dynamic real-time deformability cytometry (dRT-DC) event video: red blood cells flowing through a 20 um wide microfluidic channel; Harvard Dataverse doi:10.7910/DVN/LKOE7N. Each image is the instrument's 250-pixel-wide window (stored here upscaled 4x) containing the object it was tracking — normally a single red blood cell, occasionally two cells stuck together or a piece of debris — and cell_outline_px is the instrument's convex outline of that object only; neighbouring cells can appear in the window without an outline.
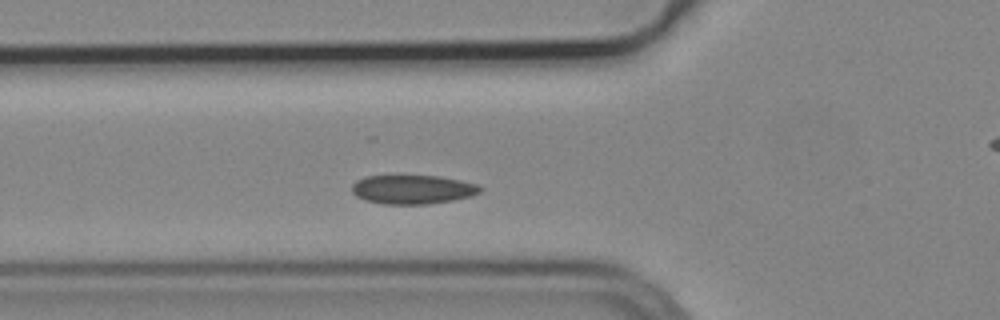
{"species": "common noctule bat (a hibernating species)", "species_latin": "Nyctalus noctula", "temperature_condition": "cold", "stored_images_in_passage": 33, "camera_frame_rate_fps": 3000, "um_per_image_px": 0.085, "animal": {"sex": "male", "body_mass_g": 19.2, "forearm_length_mm": 51.8}, "frame": {"image": 1, "passage_image": 2, "time_ms": 0.333, "image_size_px": [1000, 320], "cell_outline_px": [[484, 188], [480, 192], [472, 196], [452, 200], [428, 204], [384, 204], [364, 200], [356, 196], [352, 192], [352, 184], [356, 180], [364, 176], [440, 176], [460, 180], [476, 184]], "centroid_in_image_um": [35.07, 16.1], "position_along_channel_um": 90.7, "area_um2": 21.73}}
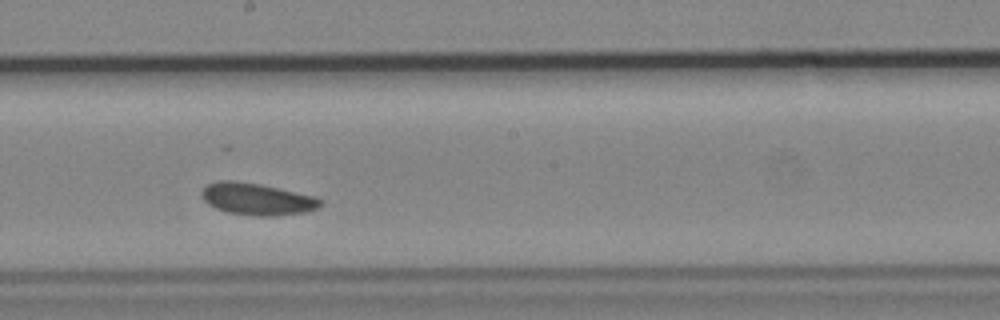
{"frame": {"image": 2, "passage_image": 13, "time_ms": 4.0, "image_size_px": [1000, 320], "cell_outline_px": [[324, 204], [316, 208], [304, 212], [276, 216], [256, 216], [228, 212], [216, 208], [208, 204], [200, 196], [200, 192], [208, 184], [220, 180], [236, 180], [260, 184], [316, 196], [324, 200]], "centroid_in_image_um": [21.86, 16.91], "position_along_channel_um": 226.3, "area_um2": 22.25}}
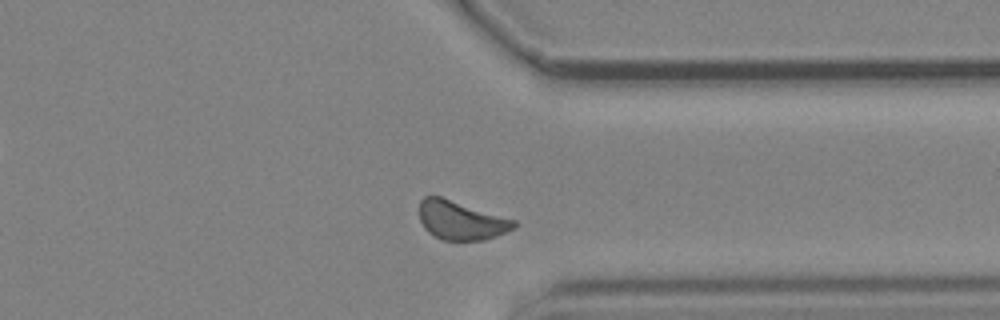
{"frame": {"image": 3, "passage_image": 25, "time_ms": 8.0, "image_size_px": [1000, 320], "cell_outline_px": [[516, 228], [496, 236], [484, 240], [444, 240], [428, 232], [424, 228], [420, 220], [420, 200], [424, 196], [440, 196], [516, 220]], "centroid_in_image_um": [39.19, 18.73], "position_along_channel_um": 372.2, "area_um2": 21.33}}